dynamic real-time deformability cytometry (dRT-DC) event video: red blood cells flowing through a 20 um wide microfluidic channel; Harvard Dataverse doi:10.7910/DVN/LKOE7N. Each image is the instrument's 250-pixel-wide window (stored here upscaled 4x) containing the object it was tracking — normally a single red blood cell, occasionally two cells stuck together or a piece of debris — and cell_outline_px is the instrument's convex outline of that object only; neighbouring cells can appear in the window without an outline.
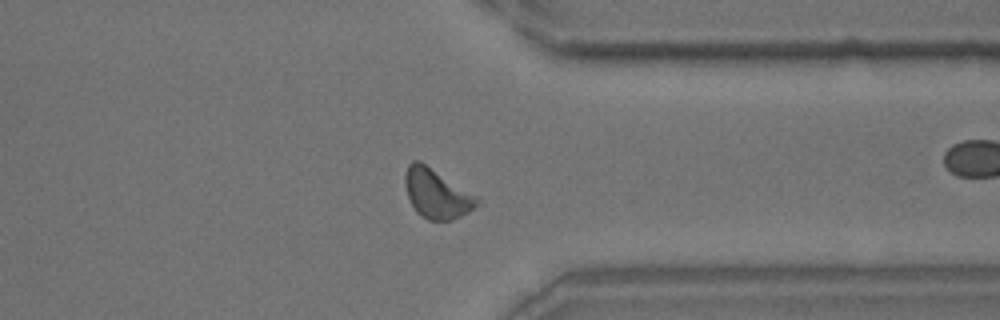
{"species": "common noctule bat (a hibernating species)", "species_latin": "Nyctalus noctula", "temperature_condition": "room temperature", "stored_images_in_passage": 43, "camera_frame_rate_fps": 3000, "um_per_image_px": 0.085, "animal": {"sex": "male", "body_mass_g": 18.8}, "frame": {"image": 1, "passage_image": 37, "time_ms": 12.0, "image_size_px": [1000, 320], "cell_outline_px": [[480, 204], [468, 212], [452, 220], [428, 220], [420, 216], [416, 212], [408, 196], [404, 184], [404, 176], [408, 164], [412, 160], [420, 160], [476, 196], [480, 200]], "centroid_in_image_um": [37.09, 16.45], "position_along_channel_um": 374.3, "area_um2": 20.63}, "authors_computed_cell_mechanics": {"area_um2": 19.7676, "velocity_mm_per_s": 3.6934, "shape_relaxation_time_tau1_ms": 2.8282, "shape_relaxation_time_tau2_ms": null, "deformation_change_tau1": 0.0772, "deformation_change_tau2": null}}